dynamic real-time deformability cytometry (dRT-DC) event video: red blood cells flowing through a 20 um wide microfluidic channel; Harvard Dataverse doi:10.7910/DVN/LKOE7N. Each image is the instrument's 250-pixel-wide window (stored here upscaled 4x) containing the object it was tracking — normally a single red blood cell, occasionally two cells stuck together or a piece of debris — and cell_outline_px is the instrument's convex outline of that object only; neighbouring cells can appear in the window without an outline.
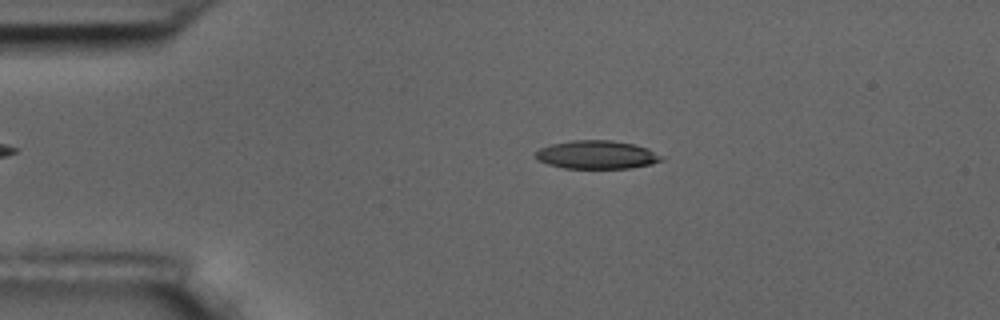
{"species": "common noctule bat (a hibernating species)", "species_latin": "Nyctalus noctula", "temperature_condition": "room temperature", "stored_images_in_passage": 51, "camera_frame_rate_fps": 3000, "um_per_image_px": 0.085, "animal": {"sex": "male", "body_mass_g": 17.5, "forearm_length_mm": 52.3}, "frame": {"image": 1, "passage_image": 7, "time_ms": 2.0, "image_size_px": [1000, 320], "cell_outline_px": [[664, 160], [652, 164], [632, 168], [564, 168], [548, 164], [536, 160], [536, 152], [540, 148], [552, 144], [572, 140], [612, 140], [632, 144], [648, 148], [664, 156]], "centroid_in_image_um": [50.76, 13.16], "position_along_channel_um": 34.2, "area_um2": 20.87}}
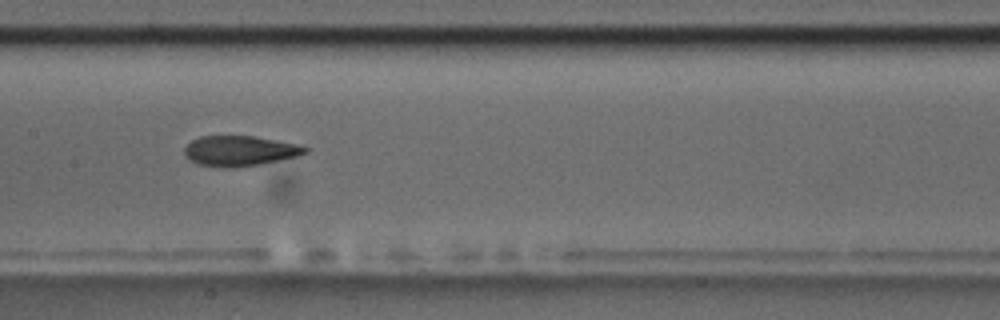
{"frame": {"image": 2, "passage_image": 23, "time_ms": 7.333, "image_size_px": [1000, 320], "cell_outline_px": [[308, 152], [296, 156], [260, 164], [236, 168], [224, 168], [196, 164], [188, 160], [184, 156], [184, 148], [192, 140], [200, 136], [252, 136], [276, 140], [296, 144], [308, 148]], "centroid_in_image_um": [20.31, 12.84], "position_along_channel_um": 187.1, "area_um2": 21.33}}
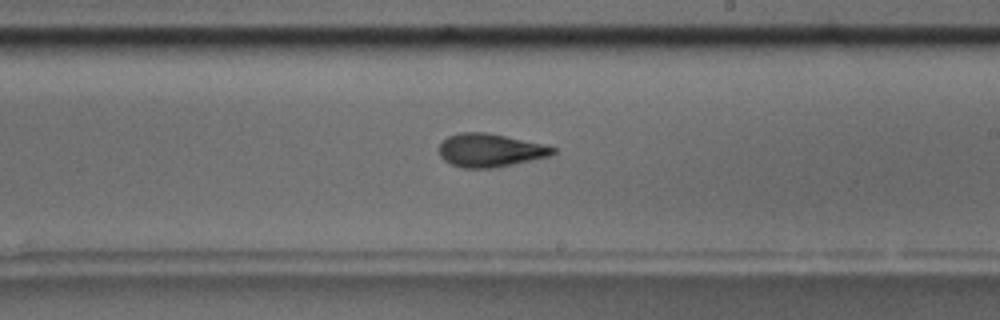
{"frame": {"image": 3, "passage_image": 28, "time_ms": 9.0, "image_size_px": [1000, 320], "cell_outline_px": [[556, 152], [548, 156], [496, 168], [464, 168], [452, 164], [444, 160], [440, 156], [440, 144], [448, 136], [460, 132], [484, 132], [504, 136], [540, 144], [556, 148]], "centroid_in_image_um": [41.62, 12.78], "position_along_channel_um": 247.4, "area_um2": 21.68}, "authors_computed_cell_mechanics": {"area_um2": 21.5594, "velocity_mm_per_s": 3.6293, "shape_relaxation_time_tau1_ms": 6.9403, "shape_relaxation_time_tau2_ms": 2.6405, "deformation_change_tau1": 0.2023, "deformation_change_tau2": 0.104}}